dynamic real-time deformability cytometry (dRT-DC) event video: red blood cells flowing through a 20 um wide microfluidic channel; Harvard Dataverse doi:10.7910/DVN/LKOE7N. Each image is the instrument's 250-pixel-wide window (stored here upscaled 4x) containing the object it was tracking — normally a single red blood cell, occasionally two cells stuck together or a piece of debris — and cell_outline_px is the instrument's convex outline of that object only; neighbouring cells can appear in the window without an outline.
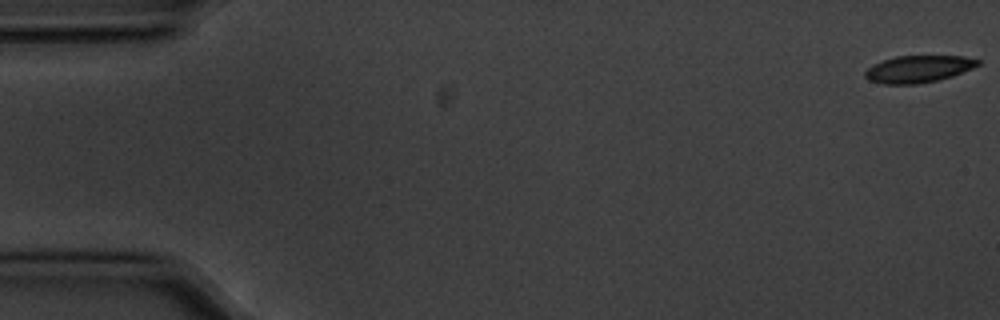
{"species": "common noctule bat (a hibernating species)", "species_latin": "Nyctalus noctula", "temperature_condition": "cold", "stored_images_in_passage": 56, "camera_frame_rate_fps": 3000, "um_per_image_px": 0.085, "animal": {"sex": "male", "body_mass_g": 20.1, "forearm_length_mm": 53.5}, "frame": {"image": 1, "passage_image": 1, "time_ms": 0.0, "image_size_px": [1000, 320], "cell_outline_px": [[980, 64], [972, 68], [952, 76], [936, 80], [916, 84], [884, 84], [868, 80], [864, 76], [864, 72], [868, 68], [884, 60], [896, 56], [964, 56], [980, 60]], "centroid_in_image_um": [78.06, 5.86], "position_along_channel_um": 6.9, "area_um2": 17.57}}
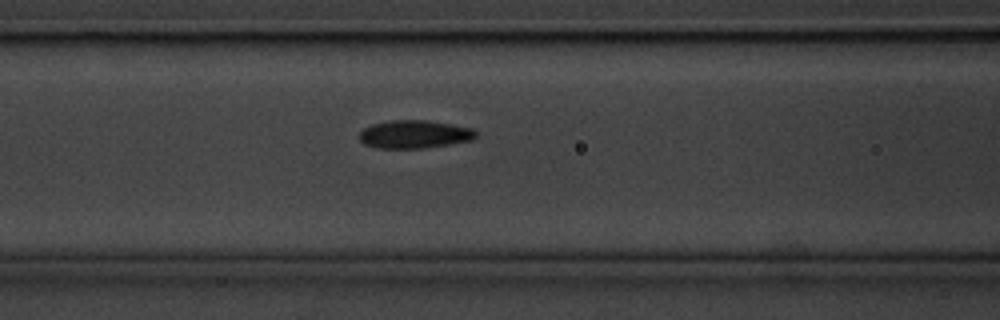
{"frame": {"image": 2, "passage_image": 23, "time_ms": 7.333, "image_size_px": [1000, 320], "cell_outline_px": [[476, 136], [472, 140], [424, 148], [376, 148], [364, 144], [360, 140], [360, 132], [364, 128], [372, 124], [388, 120], [428, 120], [452, 124], [472, 128], [476, 132]], "centroid_in_image_um": [35.21, 11.4], "position_along_channel_um": 131.4, "area_um2": 19.07}}
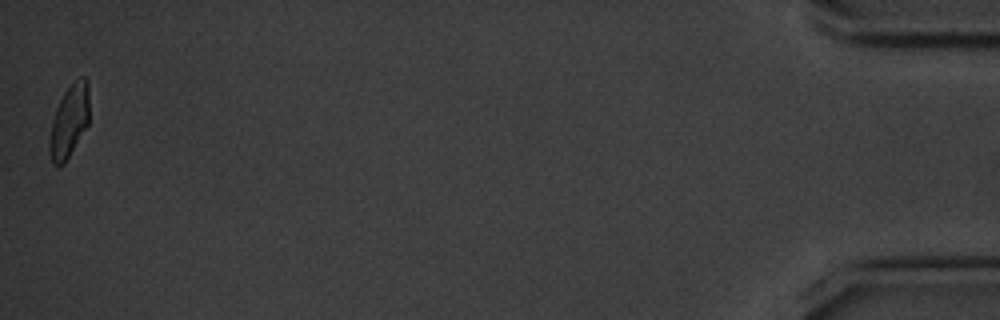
{"frame": {"image": 3, "passage_image": 56, "time_ms": 18.333, "image_size_px": [1000, 320], "cell_outline_px": [[88, 124], [64, 164], [52, 164], [48, 148], [48, 140], [52, 120], [56, 108], [64, 92], [76, 80], [84, 76], [88, 80]], "centroid_in_image_um": [5.86, 10.31], "position_along_channel_um": 429.3, "area_um2": 16.65}, "authors_computed_cell_mechanics": {"area_um2": 18.5827, "velocity_mm_per_s": 3.5659, "shape_relaxation_time_tau1_ms": 3.1529, "shape_relaxation_time_tau2_ms": 1.6556, "deformation_change_tau1": 0.1223, "deformation_change_tau2": 0.0562}}